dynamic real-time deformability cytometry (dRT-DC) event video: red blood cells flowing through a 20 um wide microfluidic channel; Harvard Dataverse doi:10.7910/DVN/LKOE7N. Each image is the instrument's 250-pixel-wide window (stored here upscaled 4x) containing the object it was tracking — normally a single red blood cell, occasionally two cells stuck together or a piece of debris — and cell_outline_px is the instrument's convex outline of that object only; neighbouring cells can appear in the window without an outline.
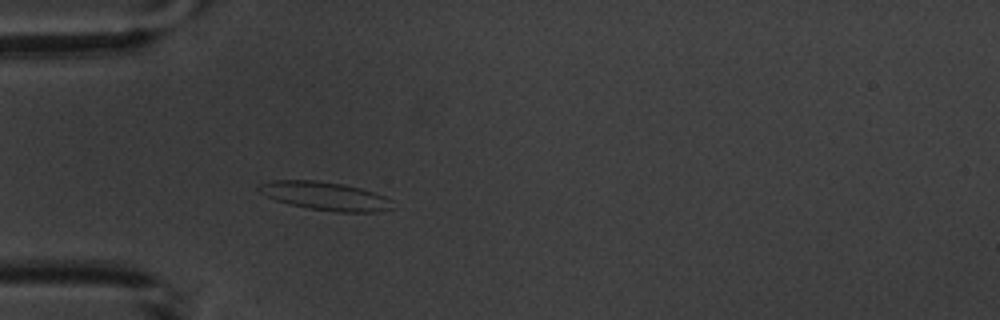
{"species": "common noctule bat (a hibernating species)", "species_latin": "Nyctalus noctula", "temperature_condition": "warm", "stored_images_in_passage": 4, "camera_frame_rate_fps": 3000, "um_per_image_px": 0.085, "animal": {"sex": "male", "body_mass_g": 20.1, "forearm_length_mm": 53.5}, "frame": {"image": 1, "passage_image": 4, "time_ms": 4.333, "image_size_px": [1000, 320], "cell_outline_px": [[396, 208], [376, 212], [336, 212], [308, 208], [288, 204], [276, 200], [260, 192], [256, 188], [260, 184], [272, 180], [316, 180], [344, 184], [360, 188], [384, 196], [392, 200]], "centroid_in_image_um": [27.67, 16.67], "position_along_channel_um": 57.3, "area_um2": 22.2}}